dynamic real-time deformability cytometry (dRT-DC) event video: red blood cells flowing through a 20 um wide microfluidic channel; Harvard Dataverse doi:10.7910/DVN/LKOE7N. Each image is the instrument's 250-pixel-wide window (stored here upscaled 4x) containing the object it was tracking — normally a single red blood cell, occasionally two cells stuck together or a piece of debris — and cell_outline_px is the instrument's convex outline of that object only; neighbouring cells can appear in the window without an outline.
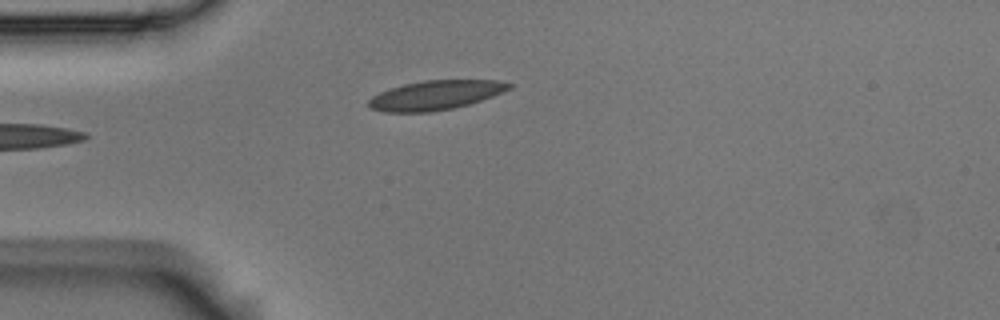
{"species": "Egyptian fruit bat (a non-hibernating species)", "species_latin": "Rousettus aegyptiacus", "temperature_condition": "room temperature", "stored_images_in_passage": 2, "camera_frame_rate_fps": 3000, "um_per_image_px": 0.085, "animal": {"sex": "male"}, "frame": {"image": 1, "passage_image": 1, "time_ms": 0.0, "image_size_px": [1000, 320], "cell_outline_px": [[516, 84], [512, 88], [492, 96], [468, 104], [452, 108], [432, 112], [384, 112], [372, 108], [368, 104], [368, 100], [372, 96], [380, 92], [404, 84], [424, 80], [496, 80]], "centroid_in_image_um": [37.04, 8.08], "position_along_channel_um": 48.0, "area_um2": 23.87}}